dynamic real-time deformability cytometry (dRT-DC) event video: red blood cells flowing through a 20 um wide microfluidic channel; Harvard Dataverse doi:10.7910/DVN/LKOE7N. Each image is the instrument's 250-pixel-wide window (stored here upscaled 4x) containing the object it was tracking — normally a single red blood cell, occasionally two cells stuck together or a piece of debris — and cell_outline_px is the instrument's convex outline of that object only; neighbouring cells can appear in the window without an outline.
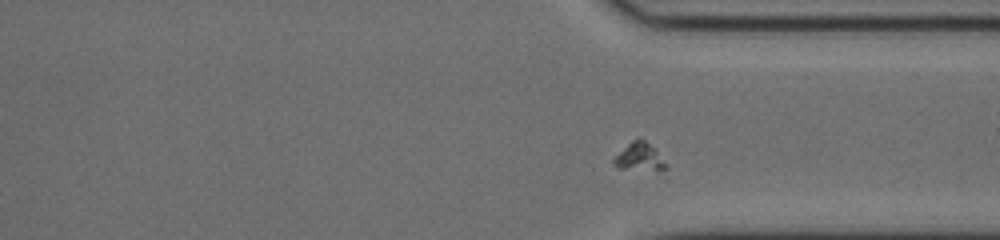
{"species": "common noctule bat (a hibernating species)", "species_latin": "Nyctalus noctula", "temperature_condition": "cold", "stored_images_in_passage": 31, "camera_frame_rate_fps": 3000, "um_per_image_px": 0.085, "animal": {"sex": "male", "body_mass_g": 20.0, "forearm_length_mm": 53.3}, "frame": {"image": 1, "passage_image": 27, "time_ms": 8.667, "image_size_px": [1000, 240], "cell_outline_px": [[668, 180], [616, 168], [612, 164], [612, 160], [632, 140], [640, 136], [656, 152], [668, 168]], "centroid_in_image_um": [54.49, 13.59], "position_along_channel_um": 356.9, "area_um2": 10.0}}